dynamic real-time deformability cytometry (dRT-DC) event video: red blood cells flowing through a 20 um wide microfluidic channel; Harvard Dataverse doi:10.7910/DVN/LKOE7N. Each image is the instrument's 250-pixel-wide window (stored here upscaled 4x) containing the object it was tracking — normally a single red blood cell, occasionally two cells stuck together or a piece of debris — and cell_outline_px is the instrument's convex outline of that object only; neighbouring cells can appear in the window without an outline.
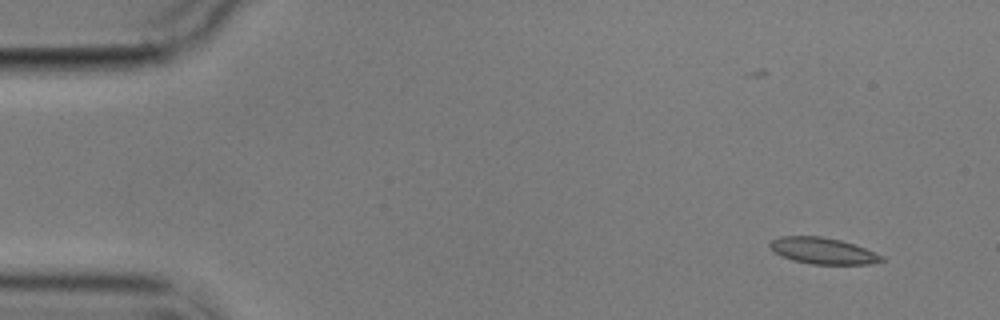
{"species": "common noctule bat (a hibernating species)", "species_latin": "Nyctalus noctula", "temperature_condition": "cold", "stored_images_in_passage": 5, "camera_frame_rate_fps": 3000, "um_per_image_px": 0.085, "animal": {"sex": "male", "body_mass_g": 17.9}, "frame": {"image": 1, "passage_image": 1, "time_ms": 0.0, "image_size_px": [1000, 320], "cell_outline_px": [[884, 260], [868, 264], [812, 264], [792, 260], [780, 256], [768, 244], [772, 240], [780, 236], [820, 236], [840, 240], [864, 248], [884, 256]], "centroid_in_image_um": [69.92, 21.32], "position_along_channel_um": 15.1, "area_um2": 16.94}}
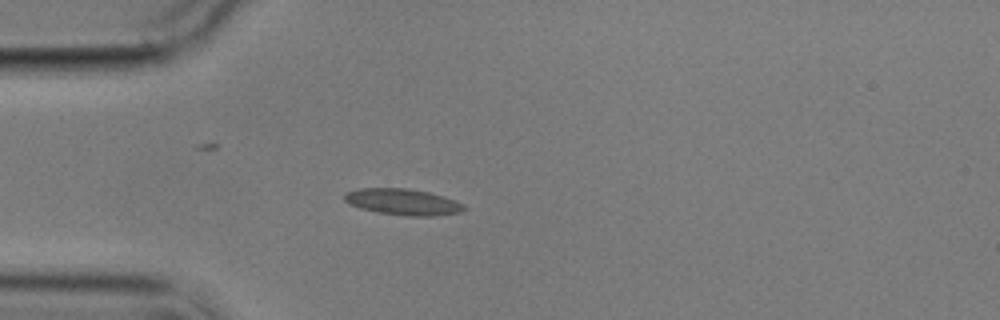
{"frame": {"image": 2, "passage_image": 4, "time_ms": 3.667, "image_size_px": [1000, 320], "cell_outline_px": [[468, 208], [460, 212], [432, 216], [404, 216], [376, 212], [360, 208], [348, 204], [344, 200], [344, 192], [360, 188], [404, 188], [428, 192], [444, 196], [464, 204]], "centroid_in_image_um": [34.22, 17.16], "position_along_channel_um": 50.8, "area_um2": 18.44}}